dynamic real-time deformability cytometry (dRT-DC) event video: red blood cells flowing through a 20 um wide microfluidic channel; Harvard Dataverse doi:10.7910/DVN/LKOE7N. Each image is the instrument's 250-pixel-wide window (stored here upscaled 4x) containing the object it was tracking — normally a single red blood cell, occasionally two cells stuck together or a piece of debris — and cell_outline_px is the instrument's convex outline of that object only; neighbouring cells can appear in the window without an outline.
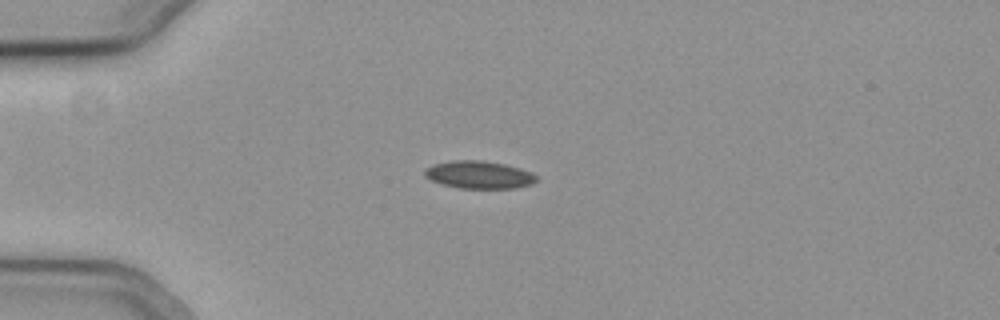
{"species": "common noctule bat (a hibernating species)", "species_latin": "Nyctalus noctula", "temperature_condition": "cold", "stored_images_in_passage": 42, "camera_frame_rate_fps": 3000, "um_per_image_px": 0.085, "animal": {"sex": "female", "body_mass_g": 19.3, "forearm_length_mm": 54.1}, "frame": {"image": 1, "passage_image": 1, "time_ms": 0.0, "image_size_px": [1000, 320], "cell_outline_px": [[540, 180], [532, 184], [516, 188], [460, 188], [440, 184], [424, 176], [424, 168], [432, 164], [452, 160], [484, 160], [504, 164], [520, 168], [532, 172]], "centroid_in_image_um": [40.72, 14.85], "position_along_channel_um": 44.3, "area_um2": 18.26}}
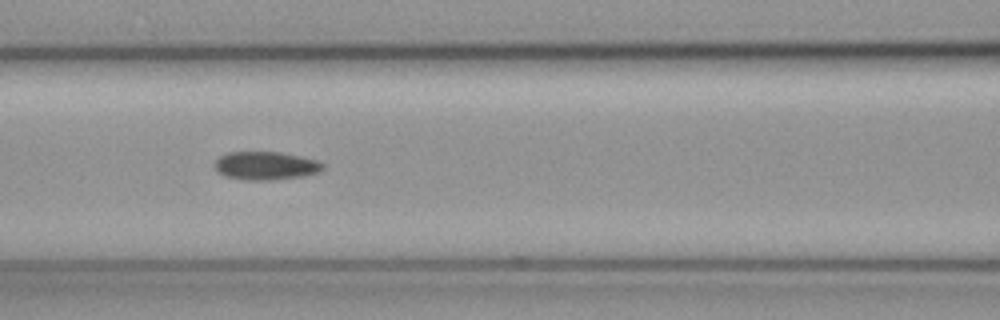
{"frame": {"image": 2, "passage_image": 11, "time_ms": 3.333, "image_size_px": [1000, 320], "cell_outline_px": [[324, 168], [320, 172], [304, 176], [272, 180], [248, 180], [224, 176], [216, 168], [216, 160], [220, 156], [228, 152], [280, 152], [300, 156], [316, 160], [324, 164]], "centroid_in_image_um": [22.63, 14.09], "position_along_channel_um": 144.0, "area_um2": 17.74}}
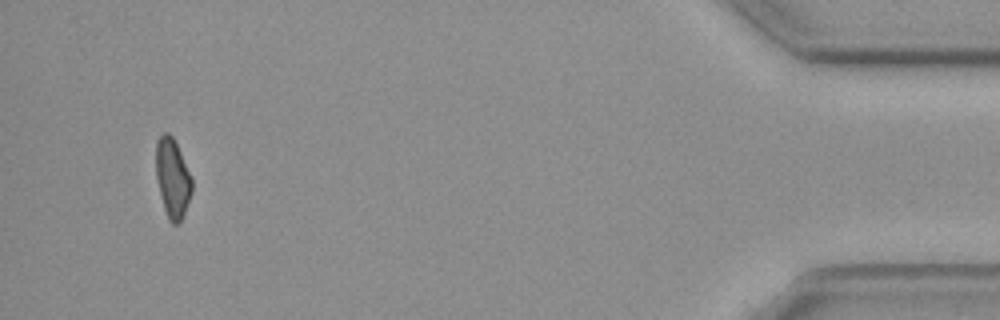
{"frame": {"image": 3, "passage_image": 39, "time_ms": 12.667, "image_size_px": [1000, 320], "cell_outline_px": [[192, 192], [184, 216], [176, 224], [172, 224], [168, 220], [160, 196], [156, 180], [156, 140], [164, 132], [168, 132], [172, 136], [192, 176]], "centroid_in_image_um": [14.66, 15.16], "position_along_channel_um": 420.5, "area_um2": 16.76}, "authors_computed_cell_mechanics": {"area_um2": 17.3978, "velocity_mm_per_s": 3.7902, "shape_relaxation_time_tau1_ms": 5.8771, "shape_relaxation_time_tau2_ms": null, "deformation_change_tau1": 0.1283, "deformation_change_tau2": null}}